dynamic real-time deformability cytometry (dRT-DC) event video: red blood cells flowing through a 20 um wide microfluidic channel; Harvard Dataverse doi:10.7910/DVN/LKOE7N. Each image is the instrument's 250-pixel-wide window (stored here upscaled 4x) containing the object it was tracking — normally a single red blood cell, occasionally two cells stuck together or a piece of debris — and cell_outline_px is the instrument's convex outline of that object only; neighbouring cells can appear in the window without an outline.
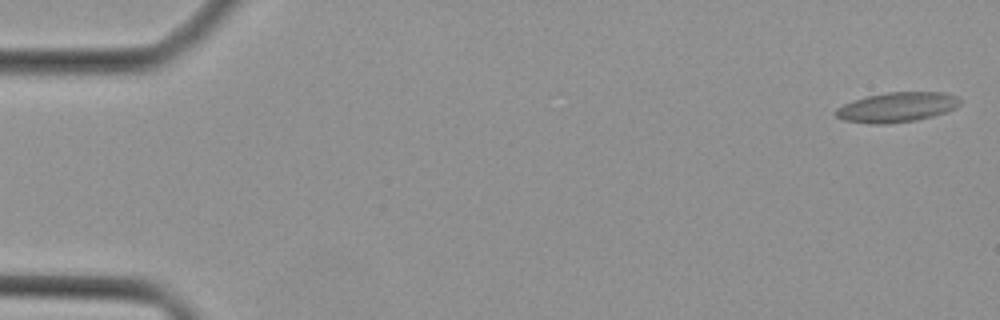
{"species": "Egyptian fruit bat (a non-hibernating species)", "species_latin": "Rousettus aegyptiacus", "temperature_condition": "cold", "stored_images_in_passage": 41, "camera_frame_rate_fps": 3000, "um_per_image_px": 0.085, "animal": {"sex": "female"}, "frame": {"image": 1, "passage_image": 1, "time_ms": 0.0, "image_size_px": [1000, 320], "cell_outline_px": [[960, 104], [956, 108], [948, 112], [916, 120], [888, 124], [868, 124], [844, 120], [836, 116], [832, 112], [836, 108], [844, 104], [868, 96], [888, 92], [944, 92], [956, 96], [960, 100]], "centroid_in_image_um": [76.24, 9.12], "position_along_channel_um": 8.8, "area_um2": 21.68}}
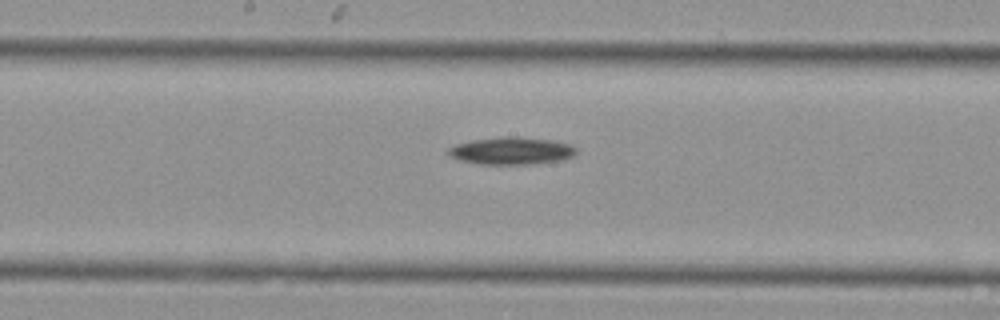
{"frame": {"image": 2, "passage_image": 24, "time_ms": 7.667, "image_size_px": [1000, 320], "cell_outline_px": [[576, 156], [564, 160], [532, 164], [480, 164], [460, 160], [448, 156], [444, 152], [448, 148], [456, 144], [472, 140], [504, 136], [512, 136], [552, 140], [572, 144], [576, 148]], "centroid_in_image_um": [43.48, 12.82], "position_along_channel_um": 204.7, "area_um2": 20.75}}
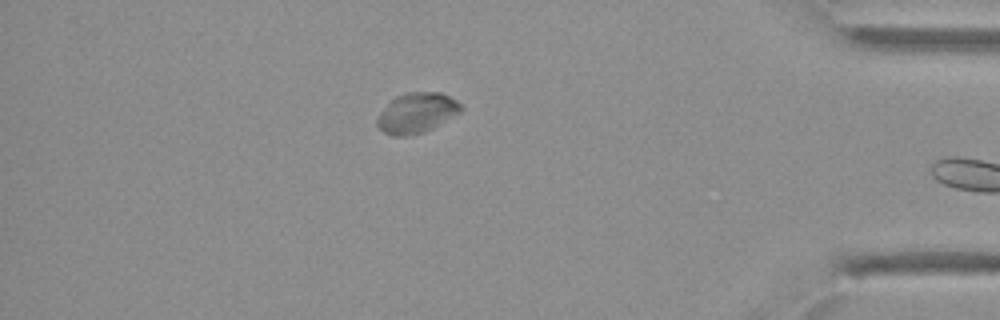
{"frame": {"image": 3, "passage_image": 40, "time_ms": 13.0, "image_size_px": [1000, 320], "cell_outline_px": [[464, 108], [460, 112], [432, 128], [424, 132], [404, 136], [392, 136], [384, 132], [376, 124], [376, 116], [396, 96], [404, 92], [440, 92], [456, 100]], "centroid_in_image_um": [35.4, 9.59], "position_along_channel_um": 399.8, "area_um2": 19.48}}